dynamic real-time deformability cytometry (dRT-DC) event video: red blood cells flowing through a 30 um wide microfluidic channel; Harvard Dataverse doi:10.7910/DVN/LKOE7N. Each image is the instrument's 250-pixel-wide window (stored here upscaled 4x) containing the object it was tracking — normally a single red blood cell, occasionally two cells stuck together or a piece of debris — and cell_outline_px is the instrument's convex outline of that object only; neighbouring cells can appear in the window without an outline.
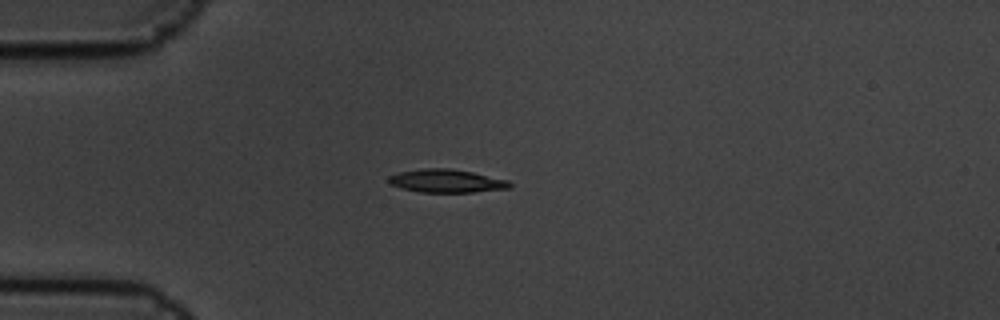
{"species": "common noctule bat (a hibernating species)", "species_latin": "Nyctalus noctula", "temperature_condition": "cold", "stored_images_in_passage": 5, "camera_frame_rate_fps": 3000, "um_per_image_px": 0.085, "animal": {"sex": "male", "body_mass_g": 19.5, "forearm_length_mm": 54.6}, "frame": {"image": 1, "passage_image": 4, "time_ms": 1.0, "image_size_px": [1000, 320], "cell_outline_px": [[512, 188], [472, 192], [420, 192], [388, 184], [388, 176], [400, 172], [424, 168], [448, 168], [472, 172], [508, 180], [512, 184]], "centroid_in_image_um": [37.96, 15.38], "position_along_channel_um": 47.0, "area_um2": 16.3}}